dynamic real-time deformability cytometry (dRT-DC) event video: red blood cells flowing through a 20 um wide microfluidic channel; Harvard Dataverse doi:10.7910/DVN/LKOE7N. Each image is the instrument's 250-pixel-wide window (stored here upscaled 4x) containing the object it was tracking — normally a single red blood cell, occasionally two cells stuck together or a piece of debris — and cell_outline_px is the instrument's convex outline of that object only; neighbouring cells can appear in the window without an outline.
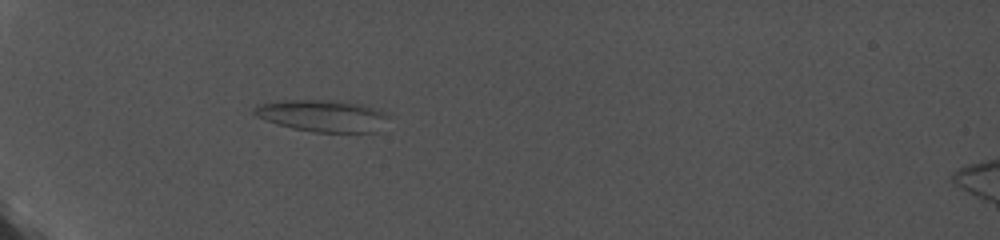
{"species": "common noctule bat (a hibernating species)", "species_latin": "Nyctalus noctula", "temperature_condition": "cold", "stored_images_in_passage": 63, "camera_frame_rate_fps": 5000, "um_per_image_px": 0.085, "animal": {"sex": "female", "body_mass_g": 19.0, "forearm_length_mm": 56.7}, "frame": {"image": 1, "passage_image": 1, "time_ms": 0.0, "image_size_px": [1000, 240], "cell_outline_px": [[396, 116], [372, 132], [316, 132], [296, 128], [280, 124], [268, 120], [252, 112], [256, 104], [280, 100], [336, 100], [364, 104], [392, 112]], "centroid_in_image_um": [27.58, 9.81], "position_along_channel_um": 57.4, "area_um2": 25.2}}
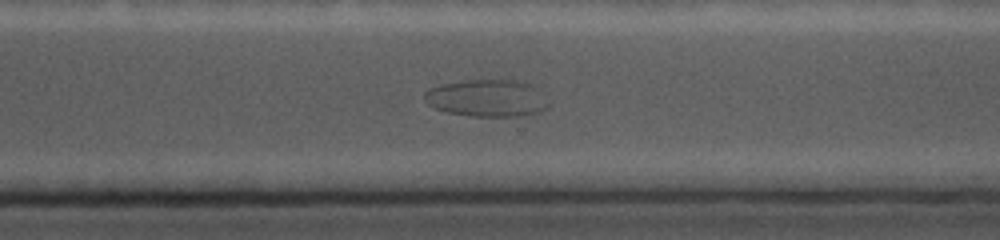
{"frame": {"image": 2, "passage_image": 46, "time_ms": 9.0, "image_size_px": [1000, 240], "cell_outline_px": [[548, 104], [544, 108], [536, 112], [516, 116], [472, 116], [448, 112], [436, 108], [428, 104], [424, 100], [424, 92], [432, 88], [444, 84], [464, 80], [516, 80], [528, 84]], "centroid_in_image_um": [41.29, 8.34], "position_along_channel_um": 329.3, "area_um2": 25.89}}
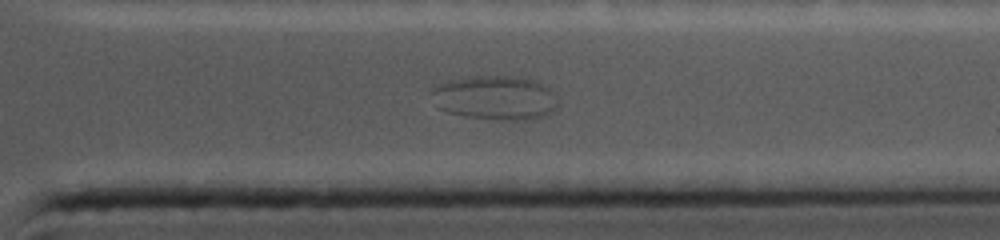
{"frame": {"image": 3, "passage_image": 52, "time_ms": 10.2, "image_size_px": [1000, 240], "cell_outline_px": [[556, 108], [552, 112], [544, 116], [532, 120], [500, 120], [464, 116], [448, 112], [436, 108], [428, 92], [432, 88], [440, 84], [456, 80], [476, 76], [508, 76], [532, 80], [556, 92]], "centroid_in_image_um": [42.06, 8.34], "position_along_channel_um": 369.3, "area_um2": 32.6}}